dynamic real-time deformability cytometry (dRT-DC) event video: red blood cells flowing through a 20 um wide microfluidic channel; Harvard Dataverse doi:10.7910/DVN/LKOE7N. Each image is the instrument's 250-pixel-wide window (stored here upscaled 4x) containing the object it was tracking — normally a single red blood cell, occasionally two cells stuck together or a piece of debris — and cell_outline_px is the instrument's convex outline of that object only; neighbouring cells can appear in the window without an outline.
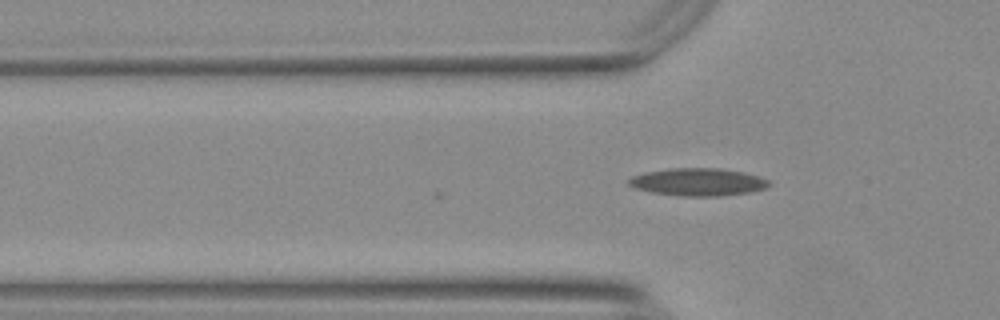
{"species": "Egyptian fruit bat (a non-hibernating species)", "species_latin": "Rousettus aegyptiacus", "temperature_condition": "warm", "stored_images_in_passage": 9, "camera_frame_rate_fps": 3000, "um_per_image_px": 0.085, "animal": {"sex": "female"}, "frame": {"image": 1, "passage_image": 9, "time_ms": 2.667, "image_size_px": [1000, 320], "cell_outline_px": [[772, 184], [764, 188], [748, 192], [716, 196], [680, 196], [652, 192], [636, 188], [628, 184], [628, 180], [632, 176], [644, 172], [672, 168], [716, 168], [744, 172], [768, 180]], "centroid_in_image_um": [59.3, 15.46], "position_along_channel_um": 66.5, "area_um2": 22.31}}